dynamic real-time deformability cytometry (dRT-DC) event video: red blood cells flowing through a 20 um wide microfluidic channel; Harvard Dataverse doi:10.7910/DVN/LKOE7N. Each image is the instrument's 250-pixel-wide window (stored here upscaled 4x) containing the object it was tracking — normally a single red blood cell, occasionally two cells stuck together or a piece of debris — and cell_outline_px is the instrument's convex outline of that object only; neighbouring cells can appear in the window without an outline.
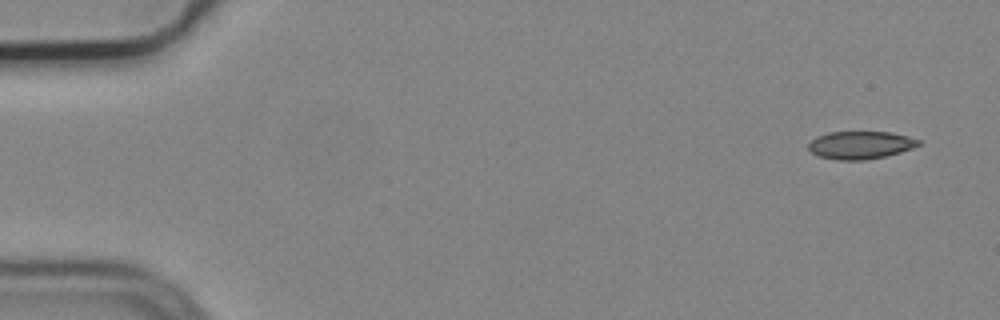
{"species": "common noctule bat (a hibernating species)", "species_latin": "Nyctalus noctula", "temperature_condition": "cold", "stored_images_in_passage": 2, "segment_of_instrument_passage": [2, 2], "camera_frame_rate_fps": 3000, "um_per_image_px": 0.085, "animal": {"sex": "male", "body_mass_g": 19.2, "forearm_length_mm": 51.8}, "frame": {"image": 1, "passage_image": 2, "time_ms": 0.333, "image_size_px": [1000, 320], "cell_outline_px": [[920, 144], [912, 148], [900, 152], [868, 160], [836, 160], [820, 156], [812, 152], [808, 148], [808, 144], [816, 136], [828, 132], [892, 132], [908, 136], [920, 140]], "centroid_in_image_um": [73.13, 12.32], "position_along_channel_um": 11.9, "area_um2": 17.8}}